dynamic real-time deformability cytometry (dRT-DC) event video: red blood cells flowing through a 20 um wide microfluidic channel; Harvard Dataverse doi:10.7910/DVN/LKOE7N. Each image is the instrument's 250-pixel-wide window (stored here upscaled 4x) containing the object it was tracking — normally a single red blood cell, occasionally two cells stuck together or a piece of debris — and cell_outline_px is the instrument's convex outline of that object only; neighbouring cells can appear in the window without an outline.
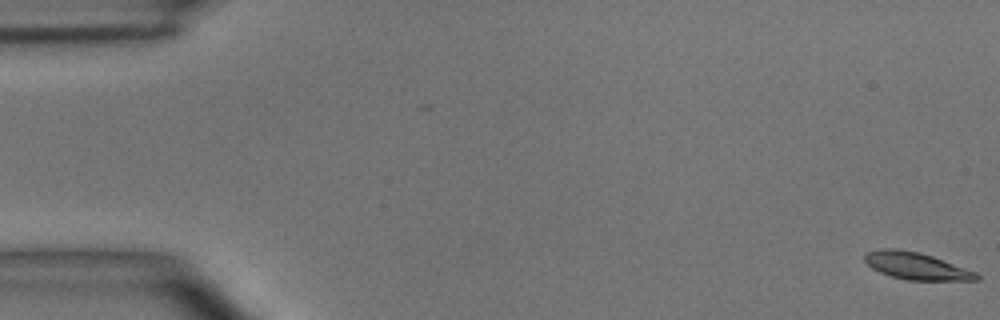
{"species": "common noctule bat (a hibernating species)", "species_latin": "Nyctalus noctula", "temperature_condition": "room temperature", "stored_images_in_passage": 50, "camera_frame_rate_fps": 3000, "um_per_image_px": 0.085, "animal": {"sex": "male", "body_mass_g": 15.6}, "frame": {"image": 1, "passage_image": 1, "time_ms": 0.0, "image_size_px": [1000, 320], "cell_outline_px": [[980, 280], [908, 280], [892, 276], [880, 272], [872, 268], [864, 260], [864, 252], [880, 248], [896, 248], [920, 252], [932, 256], [976, 272], [980, 276]], "centroid_in_image_um": [77.85, 22.59], "position_along_channel_um": 7.2, "area_um2": 17.63}}
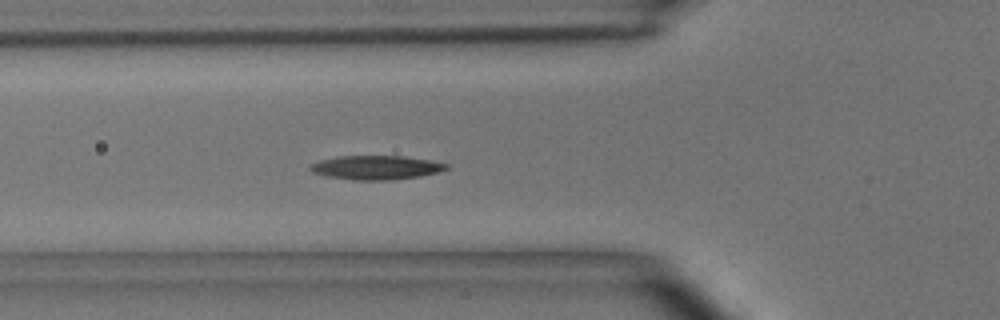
{"frame": {"image": 2, "passage_image": 18, "time_ms": 5.667, "image_size_px": [1000, 320], "cell_outline_px": [[448, 168], [440, 172], [420, 176], [392, 180], [356, 180], [328, 176], [312, 172], [308, 168], [312, 164], [320, 160], [340, 156], [404, 156], [428, 160], [448, 164]], "centroid_in_image_um": [31.99, 14.24], "position_along_channel_um": 93.8, "area_um2": 18.9}}
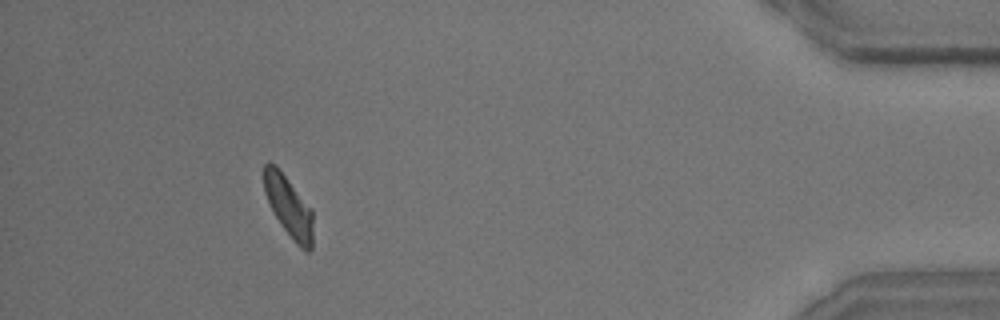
{"frame": {"image": 3, "passage_image": 46, "time_ms": 15.0, "image_size_px": [1000, 320], "cell_outline_px": [[312, 248], [308, 252], [300, 248], [296, 244], [280, 224], [264, 192], [264, 164], [268, 160], [276, 164], [312, 208]], "centroid_in_image_um": [24.54, 17.52], "position_along_channel_um": 410.7, "area_um2": 17.46}, "authors_computed_cell_mechanics": {"area_um2": 18.2648, "velocity_mm_per_s": 4.0242, "shape_relaxation_time_tau1_ms": 2.7175, "shape_relaxation_time_tau2_ms": 8.5096, "deformation_change_tau1": 0.151, "deformation_change_tau2": 0.1734}}